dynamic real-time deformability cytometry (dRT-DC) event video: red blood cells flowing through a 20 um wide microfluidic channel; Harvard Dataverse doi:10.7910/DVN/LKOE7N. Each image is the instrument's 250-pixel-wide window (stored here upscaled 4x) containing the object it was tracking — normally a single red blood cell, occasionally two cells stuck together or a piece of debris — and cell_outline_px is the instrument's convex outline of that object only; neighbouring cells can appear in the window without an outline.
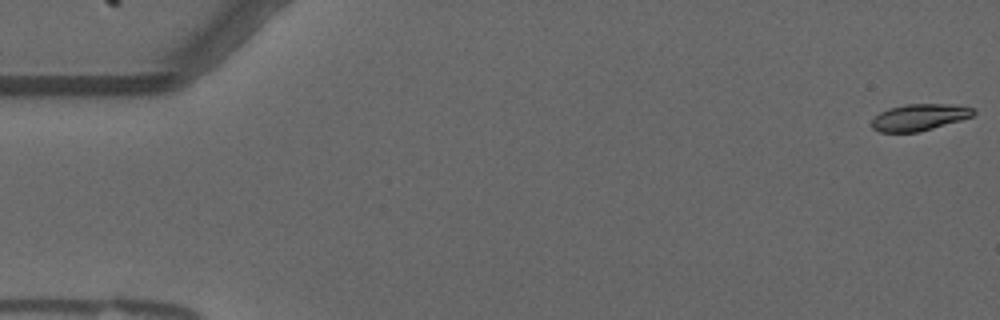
{"species": "common noctule bat (a hibernating species)", "species_latin": "Nyctalus noctula", "temperature_condition": "warm", "stored_images_in_passage": 9, "segment_of_instrument_passage": [1, 2], "camera_frame_rate_fps": 3000, "um_per_image_px": 0.085, "animal": {"sex": "male", "forearm_length_mm": 52.5}, "frame": {"image": 1, "passage_image": 1, "time_ms": 0.0, "image_size_px": [1000, 320], "cell_outline_px": [[976, 112], [972, 116], [960, 120], [920, 132], [880, 132], [872, 128], [872, 120], [880, 112], [888, 108], [904, 104], [948, 104], [976, 108]], "centroid_in_image_um": [78.14, 9.96], "position_along_channel_um": 6.9, "area_um2": 15.78}}